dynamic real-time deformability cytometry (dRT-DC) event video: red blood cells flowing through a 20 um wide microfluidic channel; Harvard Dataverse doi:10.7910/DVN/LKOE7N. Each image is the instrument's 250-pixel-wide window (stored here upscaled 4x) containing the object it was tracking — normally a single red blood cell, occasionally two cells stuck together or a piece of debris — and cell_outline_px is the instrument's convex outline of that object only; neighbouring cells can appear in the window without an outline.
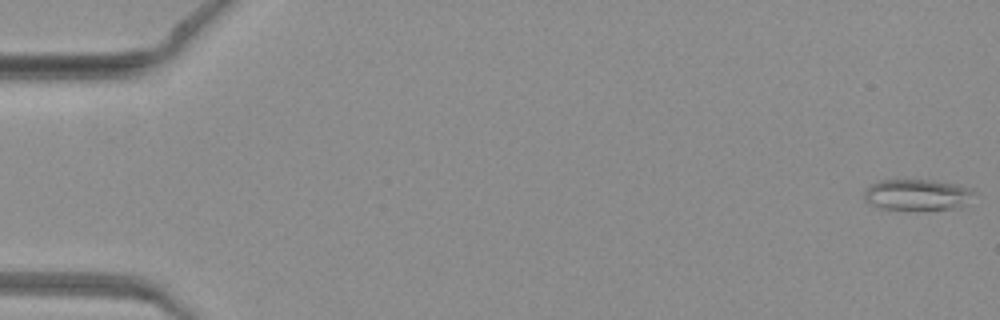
{"species": "common noctule bat (a hibernating species)", "species_latin": "Nyctalus noctula", "temperature_condition": "warm", "stored_images_in_passage": 41, "camera_frame_rate_fps": 3000, "um_per_image_px": 0.085, "animal": {"sex": "female", "body_mass_g": 19.3, "forearm_length_mm": 54.1}, "frame": {"image": 1, "passage_image": 1, "time_ms": 0.0, "image_size_px": [1000, 320], "cell_outline_px": [[972, 192], [964, 204], [960, 208], [880, 208], [868, 204], [864, 200], [864, 192], [872, 184], [880, 180], [928, 180], [956, 184], [972, 188]], "centroid_in_image_um": [77.89, 16.53], "position_along_channel_um": 7.1, "area_um2": 19.19}}
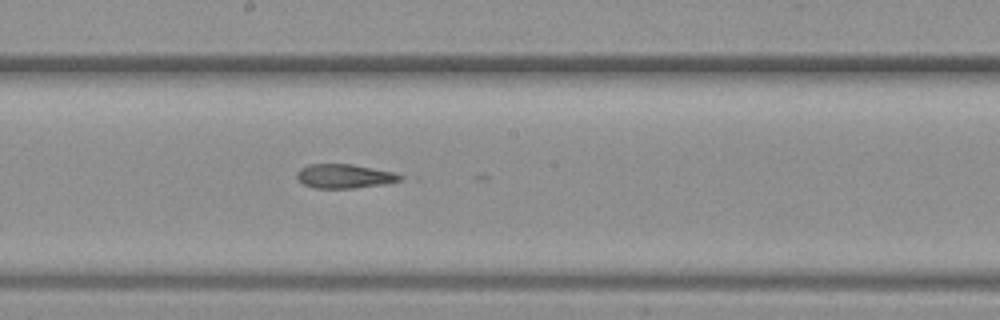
{"frame": {"image": 2, "passage_image": 28, "time_ms": 9.0, "image_size_px": [1000, 320], "cell_outline_px": [[404, 180], [384, 184], [352, 188], [312, 188], [304, 184], [296, 176], [296, 172], [300, 168], [308, 164], [352, 164], [392, 172], [404, 176]], "centroid_in_image_um": [29.27, 14.97], "position_along_channel_um": 218.9, "area_um2": 14.51}}
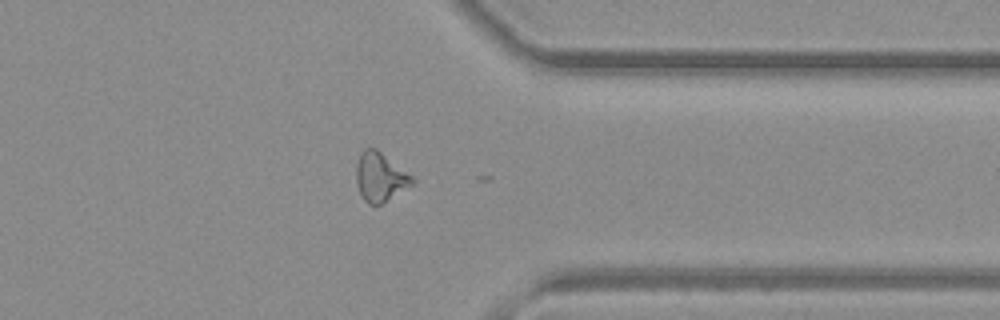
{"frame": {"image": 3, "passage_image": 40, "time_ms": 13.0, "image_size_px": [1000, 320], "cell_outline_px": [[416, 184], [380, 204], [368, 204], [364, 200], [356, 184], [356, 164], [360, 152], [364, 148], [376, 148], [412, 176], [416, 180]], "centroid_in_image_um": [32.32, 15.04], "position_along_channel_um": 379.1, "area_um2": 16.07}}